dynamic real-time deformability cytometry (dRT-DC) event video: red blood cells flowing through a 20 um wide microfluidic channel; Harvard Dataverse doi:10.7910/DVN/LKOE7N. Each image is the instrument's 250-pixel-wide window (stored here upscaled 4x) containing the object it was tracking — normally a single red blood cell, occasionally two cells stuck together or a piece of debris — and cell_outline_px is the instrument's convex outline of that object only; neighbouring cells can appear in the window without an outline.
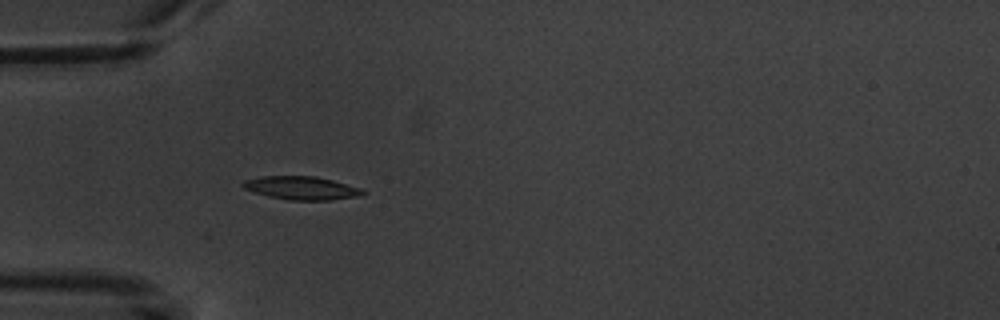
{"species": "common noctule bat (a hibernating species)", "species_latin": "Nyctalus noctula", "temperature_condition": "warm", "stored_images_in_passage": 4, "camera_frame_rate_fps": 3000, "um_per_image_px": 0.085, "animal": {"sex": "male", "body_mass_g": 20.1, "forearm_length_mm": 53.5}, "frame": {"image": 1, "passage_image": 4, "time_ms": 4.333, "image_size_px": [1000, 320], "cell_outline_px": [[368, 192], [356, 196], [328, 200], [288, 200], [268, 196], [252, 192], [244, 188], [240, 184], [244, 180], [260, 176], [316, 176], [332, 180], [360, 188]], "centroid_in_image_um": [25.56, 15.97], "position_along_channel_um": 59.4, "area_um2": 16.24}}